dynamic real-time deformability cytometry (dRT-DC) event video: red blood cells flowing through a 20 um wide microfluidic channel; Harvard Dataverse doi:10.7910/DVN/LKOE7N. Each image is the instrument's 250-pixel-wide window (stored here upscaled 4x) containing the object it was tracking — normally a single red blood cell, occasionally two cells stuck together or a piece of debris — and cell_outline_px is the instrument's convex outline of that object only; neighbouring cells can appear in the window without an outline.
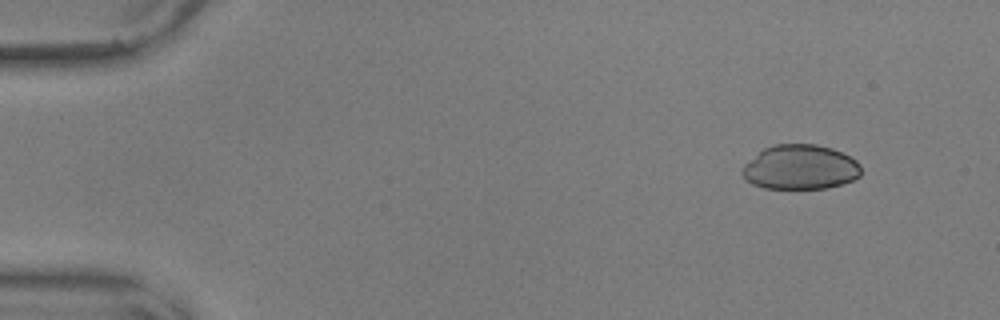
{"species": "common noctule bat (a hibernating species)", "species_latin": "Nyctalus noctula", "temperature_condition": "warm", "stored_images_in_passage": 51, "camera_frame_rate_fps": 3000, "um_per_image_px": 0.085, "animal": {"sex": "male", "body_mass_g": 17.9, "forearm_length_mm": 54.2}, "frame": {"image": 1, "passage_image": 1, "time_ms": 0.0, "image_size_px": [1000, 320], "cell_outline_px": [[860, 176], [844, 184], [828, 188], [764, 188], [752, 184], [740, 172], [744, 164], [764, 148], [776, 144], [816, 144], [832, 148], [856, 160], [860, 164]], "centroid_in_image_um": [68.03, 14.21], "position_along_channel_um": 17.0, "area_um2": 30.87}}
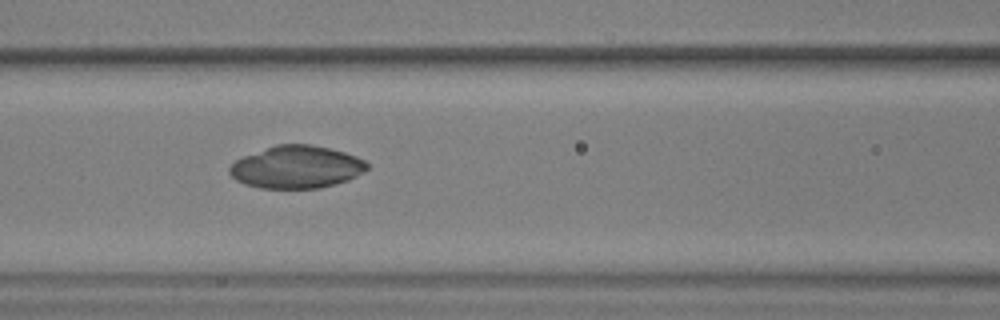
{"frame": {"image": 2, "passage_image": 20, "time_ms": 6.333, "image_size_px": [1000, 320], "cell_outline_px": [[368, 168], [356, 176], [348, 180], [336, 184], [320, 188], [260, 188], [244, 184], [236, 180], [228, 172], [228, 168], [236, 160], [244, 156], [276, 144], [312, 144], [344, 152], [356, 156], [364, 160], [368, 164]], "centroid_in_image_um": [25.2, 14.2], "position_along_channel_um": 141.4, "area_um2": 34.04}}
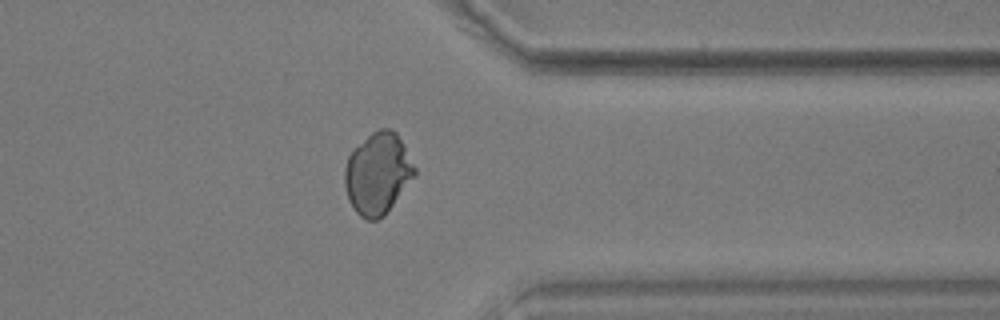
{"frame": {"image": 3, "passage_image": 40, "time_ms": 13.0, "image_size_px": [1000, 320], "cell_outline_px": [[416, 176], [384, 216], [376, 220], [368, 220], [360, 216], [352, 208], [348, 200], [344, 184], [344, 168], [348, 156], [352, 148], [372, 132], [380, 128], [392, 128], [396, 132], [404, 144], [416, 168]], "centroid_in_image_um": [32.1, 14.74], "position_along_channel_um": 379.3, "area_um2": 33.76}}